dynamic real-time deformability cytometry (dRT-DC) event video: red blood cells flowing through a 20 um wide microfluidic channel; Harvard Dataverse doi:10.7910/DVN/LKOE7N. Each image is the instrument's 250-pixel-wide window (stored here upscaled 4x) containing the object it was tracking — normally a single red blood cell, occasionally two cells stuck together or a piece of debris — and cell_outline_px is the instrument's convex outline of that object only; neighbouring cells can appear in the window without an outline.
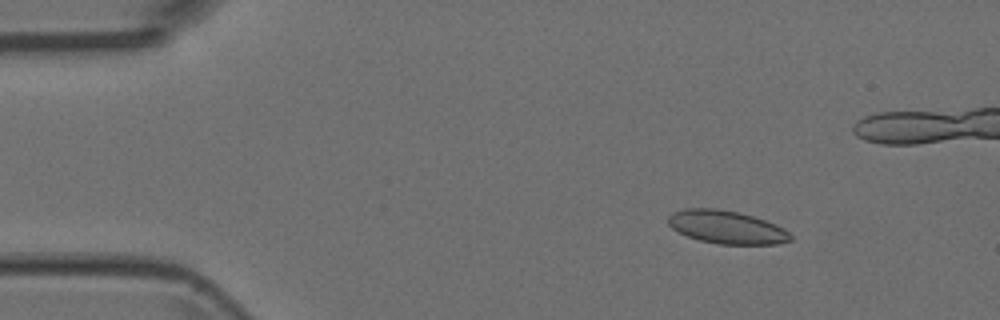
{"species": "Egyptian fruit bat (a non-hibernating species)", "species_latin": "Rousettus aegyptiacus", "temperature_condition": "room temperature", "stored_images_in_passage": 5, "camera_frame_rate_fps": 3000, "um_per_image_px": 0.085, "animal": {"sex": "female"}, "frame": {"image": 1, "passage_image": 2, "time_ms": 0.333, "image_size_px": [1000, 320], "cell_outline_px": [[792, 240], [776, 244], [720, 244], [700, 240], [688, 236], [672, 228], [668, 224], [668, 216], [672, 212], [684, 208], [716, 208], [740, 212], [776, 224], [784, 228], [792, 236]], "centroid_in_image_um": [61.76, 19.3], "position_along_channel_um": 23.2, "area_um2": 23.58}}